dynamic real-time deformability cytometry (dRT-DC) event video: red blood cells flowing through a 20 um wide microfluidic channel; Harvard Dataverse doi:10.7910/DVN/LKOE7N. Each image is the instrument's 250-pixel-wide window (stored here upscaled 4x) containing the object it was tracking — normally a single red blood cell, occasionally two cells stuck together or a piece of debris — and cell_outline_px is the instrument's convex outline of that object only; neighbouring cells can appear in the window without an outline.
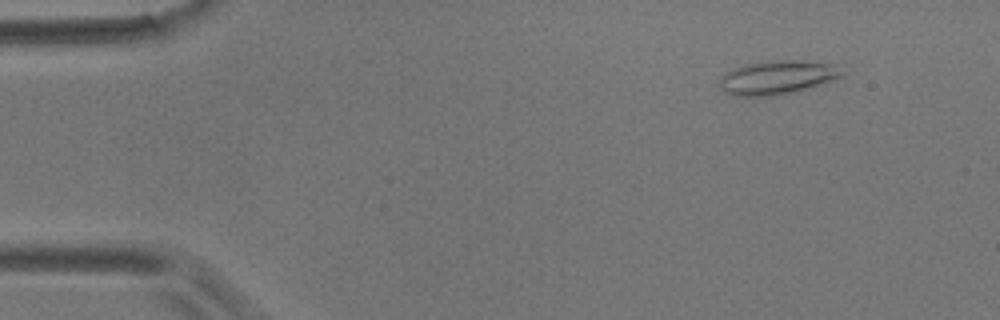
{"species": "common noctule bat (a hibernating species)", "species_latin": "Nyctalus noctula", "temperature_condition": "room temperature", "stored_images_in_passage": 5, "camera_frame_rate_fps": 3000, "um_per_image_px": 0.085, "animal": {"sex": "male", "body_mass_g": 17.9}, "frame": {"image": 1, "passage_image": 2, "time_ms": 1.333, "image_size_px": [1000, 320], "cell_outline_px": [[840, 76], [832, 80], [804, 88], [772, 96], [732, 96], [724, 92], [720, 88], [720, 80], [728, 72], [744, 64], [768, 60], [796, 60], [836, 64], [840, 72]], "centroid_in_image_um": [65.99, 6.57], "position_along_channel_um": 19.0, "area_um2": 23.52}}